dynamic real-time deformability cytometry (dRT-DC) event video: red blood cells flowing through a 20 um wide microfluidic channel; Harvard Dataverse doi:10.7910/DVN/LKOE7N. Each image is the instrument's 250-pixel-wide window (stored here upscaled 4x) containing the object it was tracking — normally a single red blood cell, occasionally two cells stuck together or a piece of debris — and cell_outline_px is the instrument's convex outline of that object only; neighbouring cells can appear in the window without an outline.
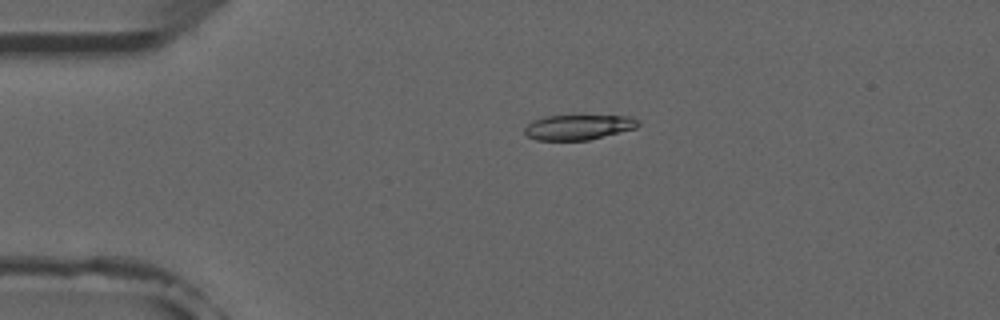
{"species": "common noctule bat (a hibernating species)", "species_latin": "Nyctalus noctula", "temperature_condition": "room temperature", "stored_images_in_passage": 5, "camera_frame_rate_fps": 3000, "um_per_image_px": 0.085, "animal": {"sex": "male", "forearm_length_mm": 52.5}, "frame": {"image": 1, "passage_image": 4, "time_ms": 3.667, "image_size_px": [1000, 320], "cell_outline_px": [[640, 124], [636, 128], [588, 140], [536, 140], [528, 136], [524, 132], [524, 128], [532, 120], [544, 116], [632, 116], [640, 120]], "centroid_in_image_um": [49.17, 10.8], "position_along_channel_um": 35.8, "area_um2": 16.59}}